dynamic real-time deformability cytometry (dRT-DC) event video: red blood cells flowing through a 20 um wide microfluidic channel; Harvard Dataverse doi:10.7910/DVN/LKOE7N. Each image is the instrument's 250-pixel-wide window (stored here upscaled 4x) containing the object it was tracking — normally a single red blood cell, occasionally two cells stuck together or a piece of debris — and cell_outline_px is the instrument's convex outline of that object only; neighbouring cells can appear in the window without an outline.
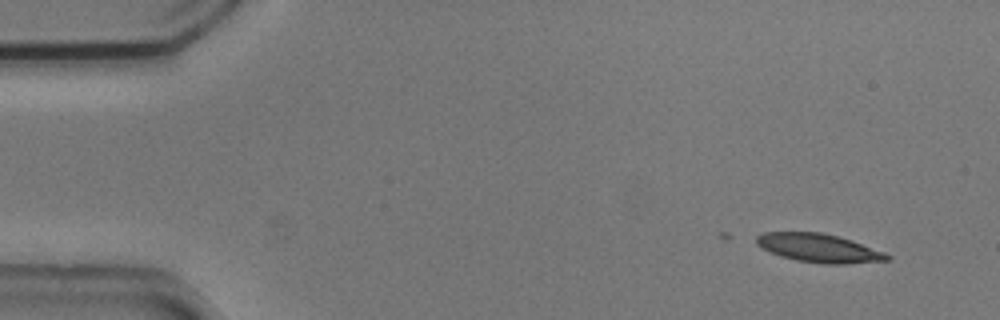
{"species": "common noctule bat (a hibernating species)", "species_latin": "Nyctalus noctula", "temperature_condition": "cold", "stored_images_in_passage": 12, "camera_frame_rate_fps": 3000, "um_per_image_px": 0.085, "animal": {"sex": "male", "body_mass_g": 20.5, "forearm_length_mm": 52.5}, "frame": {"image": 1, "passage_image": 1, "time_ms": 0.0, "image_size_px": [1000, 320], "cell_outline_px": [[892, 260], [844, 264], [824, 264], [796, 260], [780, 256], [756, 244], [756, 236], [764, 232], [820, 232], [852, 240], [884, 252], [892, 256]], "centroid_in_image_um": [69.64, 21.09], "position_along_channel_um": 15.4, "area_um2": 21.68}}
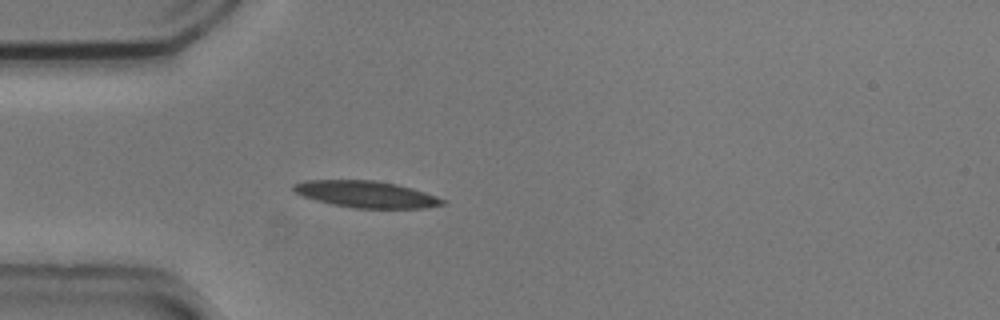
{"frame": {"image": 2, "passage_image": 12, "time_ms": 3.667, "image_size_px": [1000, 320], "cell_outline_px": [[448, 200], [444, 204], [424, 208], [352, 208], [332, 204], [316, 200], [304, 196], [296, 192], [292, 188], [292, 184], [304, 180], [372, 180], [396, 184], [412, 188]], "centroid_in_image_um": [31.13, 16.51], "position_along_channel_um": 53.9, "area_um2": 23.06}}